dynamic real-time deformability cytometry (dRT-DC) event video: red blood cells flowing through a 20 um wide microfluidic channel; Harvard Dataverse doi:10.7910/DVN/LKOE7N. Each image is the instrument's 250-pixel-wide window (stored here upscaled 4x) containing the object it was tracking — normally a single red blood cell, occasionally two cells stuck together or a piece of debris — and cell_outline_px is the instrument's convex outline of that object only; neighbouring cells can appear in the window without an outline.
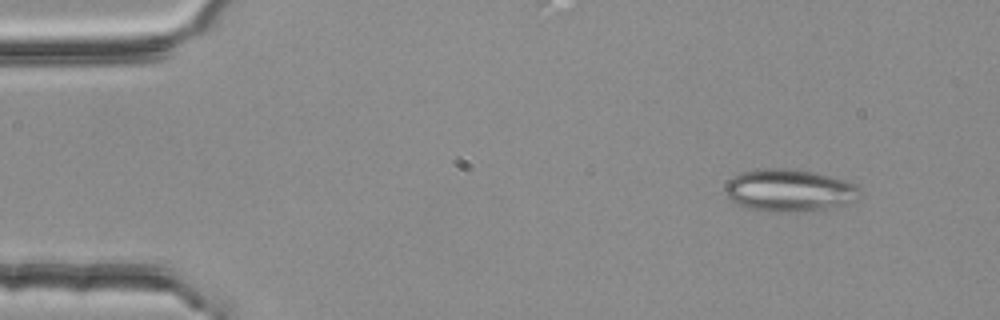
{"species": "common noctule bat (a hibernating species)", "species_latin": "Nyctalus noctula", "temperature_condition": "room temperature", "stored_images_in_passage": 4, "camera_frame_rate_fps": 3000, "um_per_image_px": 0.085, "animal": {"sex": "female", "body_mass_g": 25.1}, "frame": {"image": 1, "passage_image": 2, "time_ms": 0.333, "image_size_px": [1000, 320], "cell_outline_px": [[860, 188], [856, 200], [844, 204], [824, 208], [796, 212], [776, 212], [752, 208], [736, 204], [724, 192], [724, 188], [728, 180], [732, 176], [744, 172], [764, 168], [792, 168], [812, 172], [844, 180], [856, 184]], "centroid_in_image_um": [67.06, 16.17], "position_along_channel_um": 17.9, "area_um2": 32.89}}